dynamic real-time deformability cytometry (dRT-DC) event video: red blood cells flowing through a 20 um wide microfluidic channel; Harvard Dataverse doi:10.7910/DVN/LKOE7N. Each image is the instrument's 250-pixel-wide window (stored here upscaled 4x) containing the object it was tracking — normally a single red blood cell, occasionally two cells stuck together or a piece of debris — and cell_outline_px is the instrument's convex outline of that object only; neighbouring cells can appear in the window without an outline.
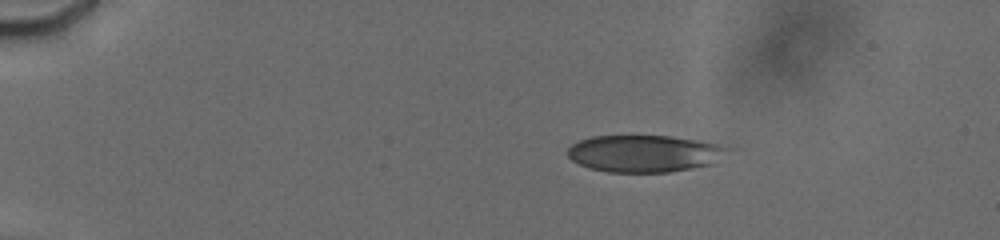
{"species": "human", "species_latin": "Homo sapiens", "temperature_condition": "cold", "stored_images_in_passage": 51, "camera_frame_rate_fps": 3000, "um_per_image_px": 0.085, "donor": {"sex": "male"}, "frame": {"image": 1, "passage_image": 8, "time_ms": 2.333, "image_size_px": [1000, 240], "cell_outline_px": [[732, 148], [712, 164], [692, 168], [668, 172], [608, 172], [588, 168], [572, 160], [568, 156], [568, 148], [572, 144], [580, 140], [592, 136], [668, 136], [696, 140], [716, 144]], "centroid_in_image_um": [54.74, 13.05], "position_along_channel_um": 30.3, "area_um2": 34.28}}
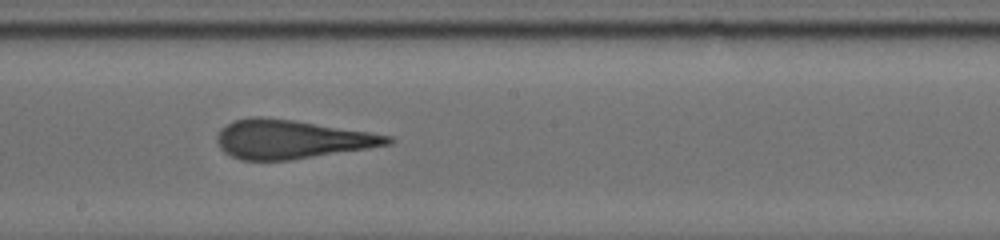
{"frame": {"image": 2, "passage_image": 30, "time_ms": 9.667, "image_size_px": [1000, 240], "cell_outline_px": [[396, 140], [392, 144], [368, 148], [288, 160], [240, 160], [224, 152], [220, 148], [216, 140], [216, 136], [220, 128], [236, 120], [252, 116], [260, 116], [292, 120], [368, 132], [392, 136]], "centroid_in_image_um": [24.74, 11.84], "position_along_channel_um": 223.5, "area_um2": 38.26}}
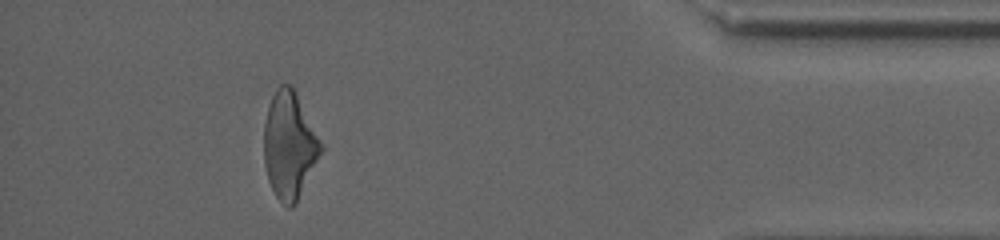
{"frame": {"image": 3, "passage_image": 46, "time_ms": 15.667, "image_size_px": [1000, 240], "cell_outline_px": [[324, 148], [296, 204], [292, 208], [288, 208], [276, 196], [268, 180], [264, 164], [264, 124], [268, 104], [276, 88], [280, 84], [292, 84], [324, 144]], "centroid_in_image_um": [24.61, 12.32], "position_along_channel_um": 410.6, "area_um2": 35.95}, "authors_computed_cell_mechanics": {"area_um2": 37.8012, "velocity_mm_per_s": 3.8183, "shape_relaxation_time_tau1_ms": 5.7945, "shape_relaxation_time_tau2_ms": 1.3467, "deformation_change_tau1": 0.1972, "deformation_change_tau2": 0.1185}}